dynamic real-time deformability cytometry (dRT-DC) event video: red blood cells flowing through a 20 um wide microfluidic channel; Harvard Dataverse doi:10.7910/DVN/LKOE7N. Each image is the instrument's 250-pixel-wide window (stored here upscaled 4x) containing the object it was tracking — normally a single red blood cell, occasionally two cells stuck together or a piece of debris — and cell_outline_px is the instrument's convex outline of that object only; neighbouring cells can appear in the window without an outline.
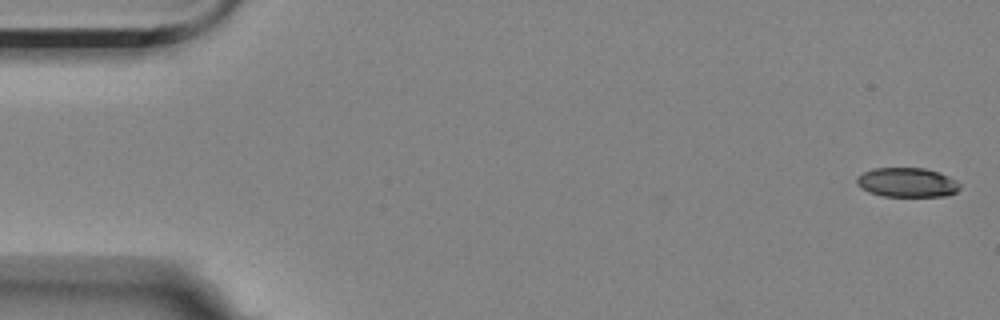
{"species": "Egyptian fruit bat (a non-hibernating species)", "species_latin": "Rousettus aegyptiacus", "temperature_condition": "room temperature", "stored_images_in_passage": 13, "camera_frame_rate_fps": 3000, "um_per_image_px": 0.085, "animal": {"sex": "female"}, "frame": {"image": 1, "passage_image": 1, "time_ms": 0.0, "image_size_px": [1000, 320], "cell_outline_px": [[960, 188], [956, 192], [948, 196], [884, 196], [868, 192], [860, 188], [856, 184], [856, 176], [872, 168], [924, 168], [940, 172], [956, 180], [960, 184]], "centroid_in_image_um": [77.09, 15.5], "position_along_channel_um": 7.9, "area_um2": 17.86}}